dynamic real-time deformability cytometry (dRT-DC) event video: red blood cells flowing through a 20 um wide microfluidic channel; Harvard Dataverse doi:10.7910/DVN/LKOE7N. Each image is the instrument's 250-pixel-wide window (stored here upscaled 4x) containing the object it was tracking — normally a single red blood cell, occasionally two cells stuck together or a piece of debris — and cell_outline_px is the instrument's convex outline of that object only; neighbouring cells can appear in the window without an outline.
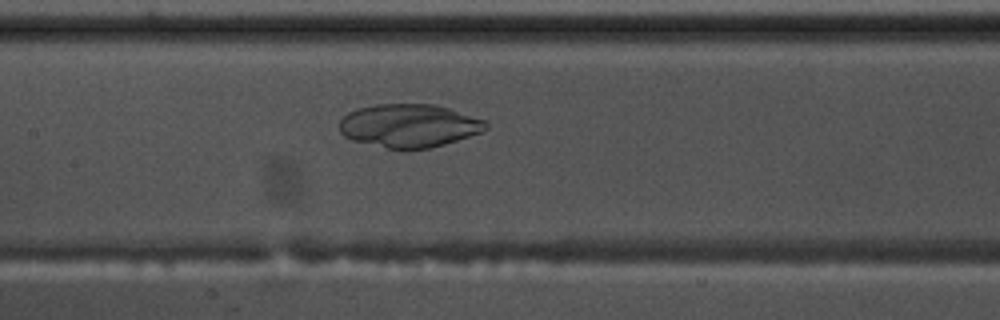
{"species": "common noctule bat (a hibernating species)", "species_latin": "Nyctalus noctula", "temperature_condition": "warm", "stored_images_in_passage": 53, "camera_frame_rate_fps": 3000, "um_per_image_px": 0.085, "animal": {"sex": "male", "body_mass_g": 17.5, "forearm_length_mm": 52.3}, "frame": {"image": 1, "passage_image": 24, "time_ms": 7.667, "image_size_px": [1000, 320], "cell_outline_px": [[488, 128], [480, 132], [432, 148], [388, 148], [352, 140], [344, 136], [340, 132], [340, 120], [348, 112], [356, 108], [376, 104], [432, 104], [448, 108], [484, 120], [488, 124]], "centroid_in_image_um": [34.73, 10.67], "position_along_channel_um": 172.7, "area_um2": 36.53}}
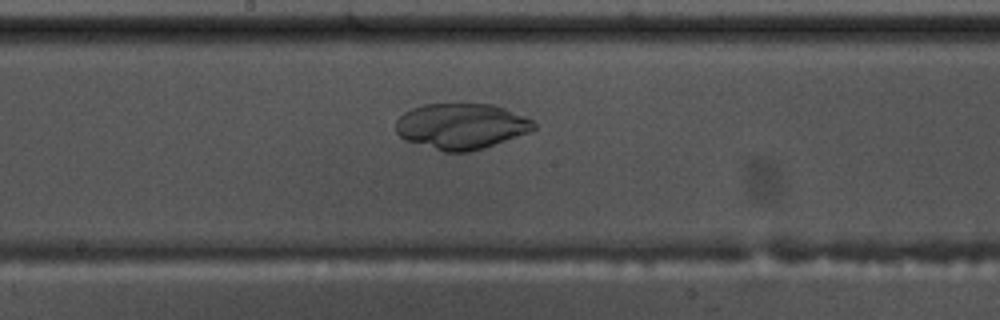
{"frame": {"image": 2, "passage_image": 27, "time_ms": 8.667, "image_size_px": [1000, 320], "cell_outline_px": [[536, 128], [528, 132], [468, 152], [444, 152], [404, 140], [396, 132], [396, 120], [404, 112], [412, 108], [424, 104], [496, 104], [524, 116], [532, 120], [536, 124]], "centroid_in_image_um": [39.17, 10.71], "position_along_channel_um": 209.0, "area_um2": 36.53}}